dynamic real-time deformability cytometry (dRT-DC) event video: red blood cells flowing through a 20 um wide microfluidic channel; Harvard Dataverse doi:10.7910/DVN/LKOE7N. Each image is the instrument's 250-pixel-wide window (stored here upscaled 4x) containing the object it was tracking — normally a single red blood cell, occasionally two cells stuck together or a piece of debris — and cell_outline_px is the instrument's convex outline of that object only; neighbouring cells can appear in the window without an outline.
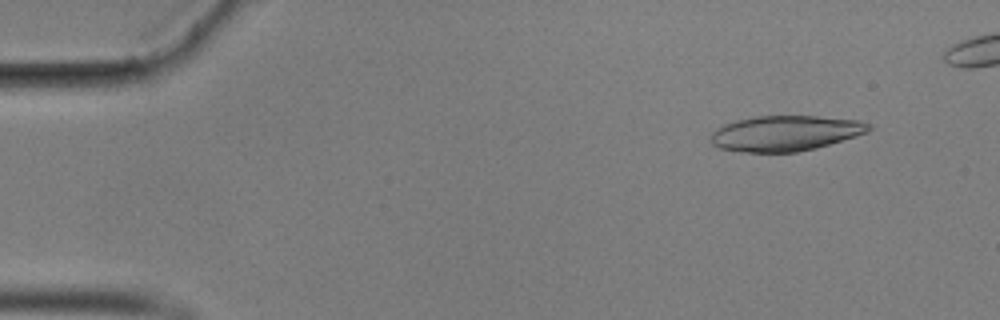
{"species": "common noctule bat (a hibernating species)", "species_latin": "Nyctalus noctula", "temperature_condition": "cold", "stored_images_in_passage": 52, "camera_frame_rate_fps": 3000, "um_per_image_px": 0.085, "animal": {"sex": "male", "body_mass_g": 17.9}, "frame": {"image": 1, "passage_image": 5, "time_ms": 1.333, "image_size_px": [1000, 320], "cell_outline_px": [[872, 128], [868, 132], [856, 136], [816, 148], [796, 152], [744, 152], [720, 148], [712, 144], [712, 132], [716, 128], [724, 124], [736, 120], [756, 116], [816, 116], [860, 120], [872, 124]], "centroid_in_image_um": [66.78, 11.32], "position_along_channel_um": 18.2, "area_um2": 32.6}}